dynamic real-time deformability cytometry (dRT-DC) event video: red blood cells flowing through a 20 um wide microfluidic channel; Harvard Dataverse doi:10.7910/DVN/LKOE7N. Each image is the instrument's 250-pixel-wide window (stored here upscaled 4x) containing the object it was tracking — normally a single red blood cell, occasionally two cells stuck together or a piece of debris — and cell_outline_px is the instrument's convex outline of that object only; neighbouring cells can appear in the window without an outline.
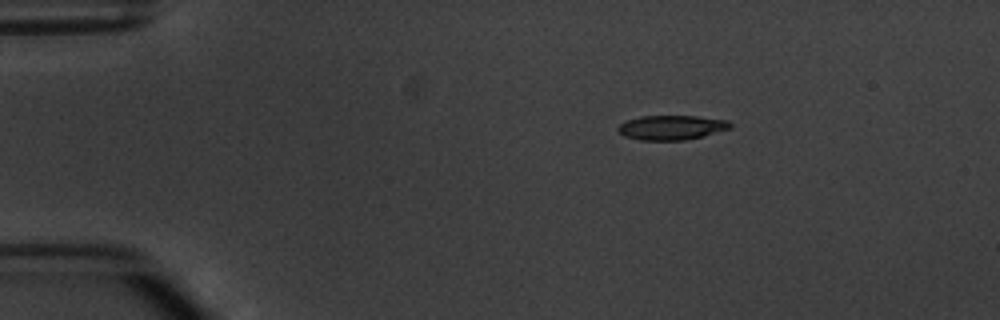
{"species": "common noctule bat (a hibernating species)", "species_latin": "Nyctalus noctula", "temperature_condition": "warm", "stored_images_in_passage": 2, "camera_frame_rate_fps": 3000, "um_per_image_px": 0.085, "animal": {"sex": "male", "body_mass_g": 20.1, "forearm_length_mm": 53.5}, "frame": {"image": 1, "passage_image": 1, "time_ms": 0.0, "image_size_px": [1000, 320], "cell_outline_px": [[732, 128], [684, 140], [640, 140], [624, 136], [616, 128], [620, 124], [628, 120], [640, 116], [696, 116], [728, 120], [732, 124]], "centroid_in_image_um": [57.07, 10.83], "position_along_channel_um": 27.9, "area_um2": 15.9}}